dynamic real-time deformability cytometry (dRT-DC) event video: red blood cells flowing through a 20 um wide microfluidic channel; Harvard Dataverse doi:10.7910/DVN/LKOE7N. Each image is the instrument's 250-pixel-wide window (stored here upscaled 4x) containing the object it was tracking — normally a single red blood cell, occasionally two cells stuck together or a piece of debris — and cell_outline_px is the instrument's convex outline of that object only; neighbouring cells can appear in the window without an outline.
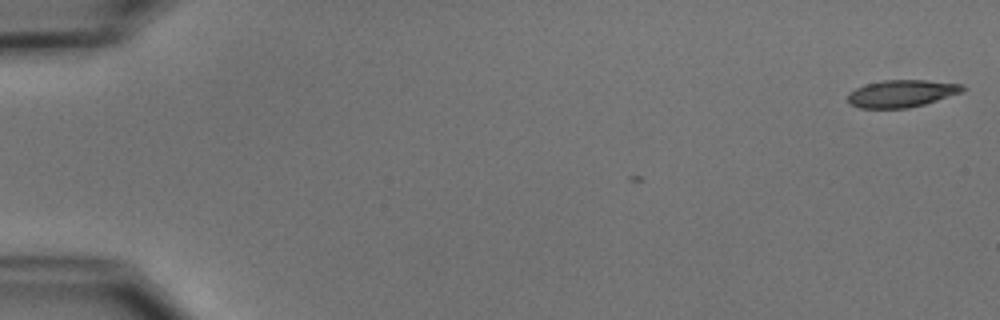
{"species": "common noctule bat (a hibernating species)", "species_latin": "Nyctalus noctula", "temperature_condition": "cold", "stored_images_in_passage": 2, "camera_frame_rate_fps": 3000, "um_per_image_px": 0.085, "animal": {"sex": "male", "body_mass_g": 15.6}, "frame": {"image": 1, "passage_image": 2, "time_ms": 0.333, "image_size_px": [1000, 320], "cell_outline_px": [[968, 88], [964, 92], [924, 104], [908, 108], [860, 108], [852, 104], [848, 100], [848, 92], [856, 88], [868, 84], [884, 80], [928, 80], [964, 84]], "centroid_in_image_um": [76.72, 7.94], "position_along_channel_um": 8.3, "area_um2": 18.32}}